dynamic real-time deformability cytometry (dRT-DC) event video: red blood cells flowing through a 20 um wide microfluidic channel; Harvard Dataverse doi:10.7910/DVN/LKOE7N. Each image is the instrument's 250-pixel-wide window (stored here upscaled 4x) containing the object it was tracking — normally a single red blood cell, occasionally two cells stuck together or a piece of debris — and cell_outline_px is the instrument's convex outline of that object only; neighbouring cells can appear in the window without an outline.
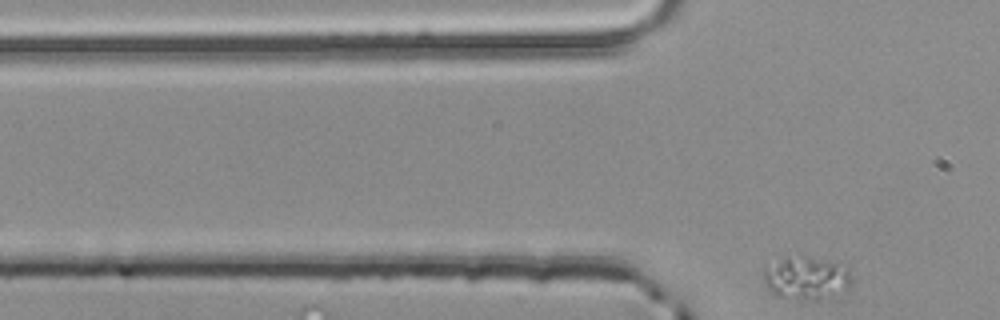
{"species": "common noctule bat (a hibernating species)", "species_latin": "Nyctalus noctula", "temperature_condition": "room temperature", "stored_images_in_passage": 3, "camera_frame_rate_fps": 3000, "um_per_image_px": 0.085, "animal": {"sex": "male", "body_mass_g": 20.4}, "frame": {"image": 1, "passage_image": 3, "time_ms": 0.667, "image_size_px": [1000, 320], "cell_outline_px": [[852, 284], [848, 288], [820, 300], [804, 300], [776, 296], [764, 284], [764, 264], [784, 256], [808, 256], [848, 264], [852, 276]], "centroid_in_image_um": [68.54, 23.59], "position_along_channel_um": 57.3, "area_um2": 22.95}}